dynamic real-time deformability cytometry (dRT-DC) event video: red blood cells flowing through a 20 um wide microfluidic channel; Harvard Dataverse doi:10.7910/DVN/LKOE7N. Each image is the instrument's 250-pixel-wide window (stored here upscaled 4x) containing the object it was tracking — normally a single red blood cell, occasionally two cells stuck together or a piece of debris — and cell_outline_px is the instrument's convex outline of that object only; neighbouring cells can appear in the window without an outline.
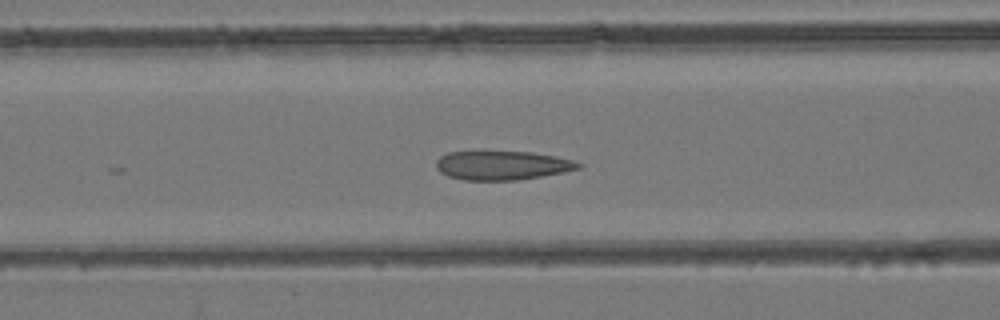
{"species": "common noctule bat (a hibernating species)", "species_latin": "Nyctalus noctula", "temperature_condition": "room temperature", "stored_images_in_passage": 25, "camera_frame_rate_fps": 3000, "um_per_image_px": 0.085, "animal": {"sex": "female", "body_mass_g": 24.6, "forearm_length_mm": 56.2}, "frame": {"image": 1, "passage_image": 20, "time_ms": 6.333, "image_size_px": [1000, 320], "cell_outline_px": [[584, 164], [580, 168], [564, 172], [516, 180], [464, 180], [448, 176], [440, 172], [436, 168], [436, 160], [440, 156], [448, 152], [532, 152], [556, 156], [576, 160]], "centroid_in_image_um": [42.71, 14.05], "position_along_channel_um": 123.9, "area_um2": 24.04}}
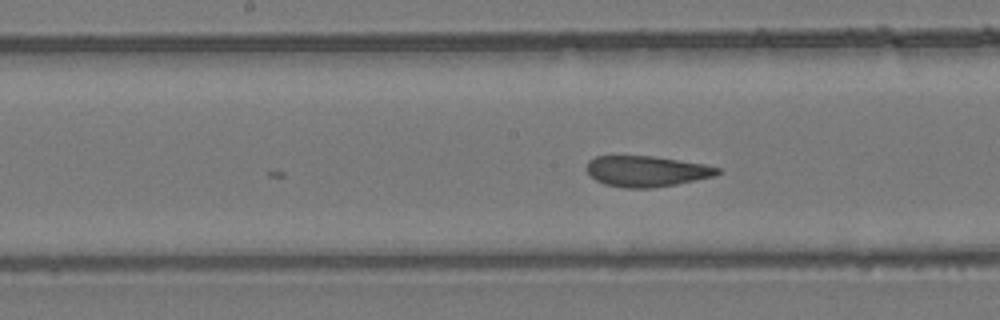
{"frame": {"image": 2, "passage_image": 25, "time_ms": 8.0, "image_size_px": [1000, 320], "cell_outline_px": [[720, 172], [716, 176], [676, 184], [652, 188], [624, 188], [604, 184], [596, 180], [584, 168], [588, 160], [596, 156], [652, 156], [704, 164], [720, 168]], "centroid_in_image_um": [54.93, 14.56], "position_along_channel_um": 193.3, "area_um2": 23.52}}